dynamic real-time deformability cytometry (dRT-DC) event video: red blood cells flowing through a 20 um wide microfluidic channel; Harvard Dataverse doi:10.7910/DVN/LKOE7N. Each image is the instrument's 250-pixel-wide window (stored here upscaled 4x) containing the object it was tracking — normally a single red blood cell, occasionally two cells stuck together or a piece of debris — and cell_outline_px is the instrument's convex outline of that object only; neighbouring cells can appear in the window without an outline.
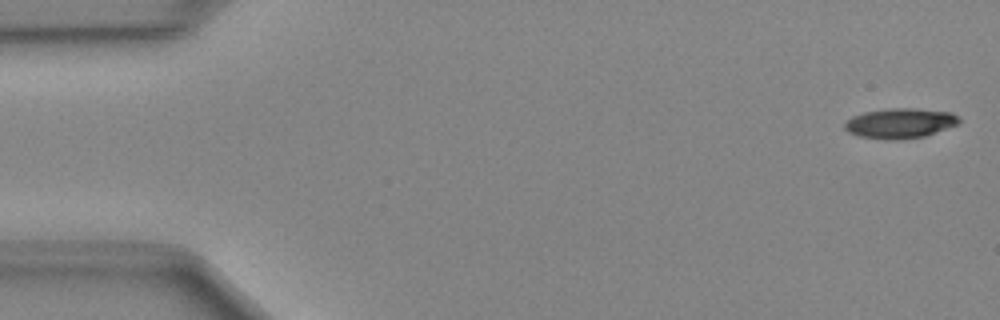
{"species": "Egyptian fruit bat (a non-hibernating species)", "species_latin": "Rousettus aegyptiacus", "temperature_condition": "cold", "stored_images_in_passage": 49, "camera_frame_rate_fps": 3000, "um_per_image_px": 0.085, "animal": {"sex": "female"}, "frame": {"image": 1, "passage_image": 1, "time_ms": 0.0, "image_size_px": [1000, 320], "cell_outline_px": [[960, 124], [924, 136], [900, 140], [884, 140], [860, 136], [848, 132], [844, 128], [844, 124], [852, 116], [864, 112], [888, 108], [916, 108], [952, 112], [960, 120]], "centroid_in_image_um": [76.51, 10.47], "position_along_channel_um": 8.5, "area_um2": 20.17}}
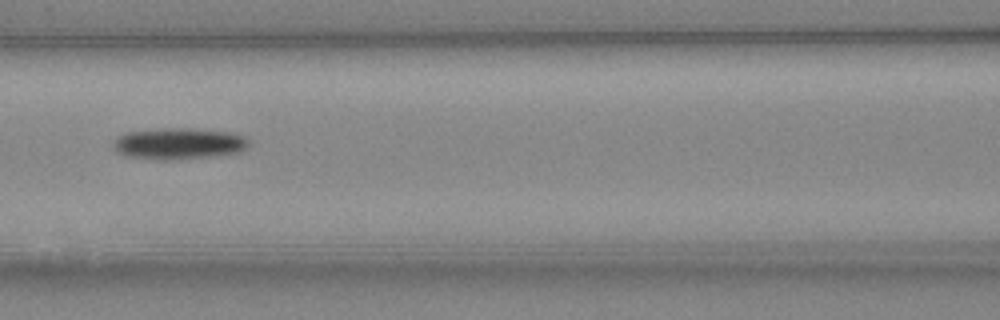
{"frame": {"image": 2, "passage_image": 21, "time_ms": 6.667, "image_size_px": [1000, 320], "cell_outline_px": [[248, 144], [244, 148], [236, 152], [208, 156], [164, 160], [128, 156], [116, 152], [112, 148], [112, 140], [124, 132], [160, 128], [192, 128], [228, 132], [244, 136], [248, 140]], "centroid_in_image_um": [15.08, 12.18], "position_along_channel_um": 151.5, "area_um2": 24.57}}
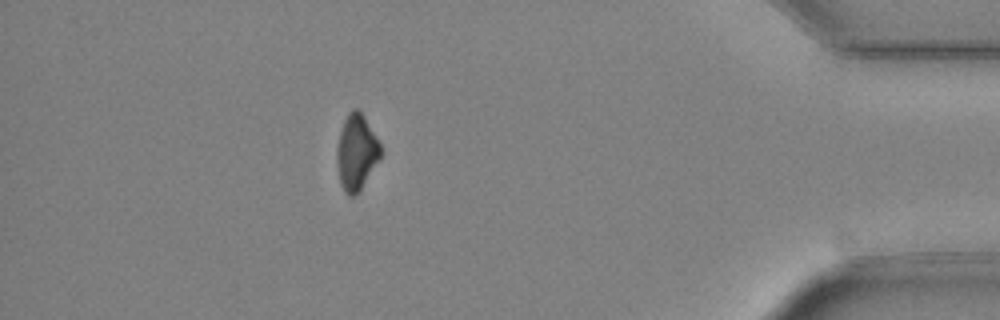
{"frame": {"image": 3, "passage_image": 43, "time_ms": 14.0, "image_size_px": [1000, 320], "cell_outline_px": [[380, 160], [356, 196], [348, 196], [344, 192], [340, 184], [336, 164], [336, 148], [340, 132], [344, 120], [348, 112], [352, 108], [356, 108], [364, 116], [376, 136], [380, 144]], "centroid_in_image_um": [30.27, 12.97], "position_along_channel_um": 404.9, "area_um2": 19.48}}